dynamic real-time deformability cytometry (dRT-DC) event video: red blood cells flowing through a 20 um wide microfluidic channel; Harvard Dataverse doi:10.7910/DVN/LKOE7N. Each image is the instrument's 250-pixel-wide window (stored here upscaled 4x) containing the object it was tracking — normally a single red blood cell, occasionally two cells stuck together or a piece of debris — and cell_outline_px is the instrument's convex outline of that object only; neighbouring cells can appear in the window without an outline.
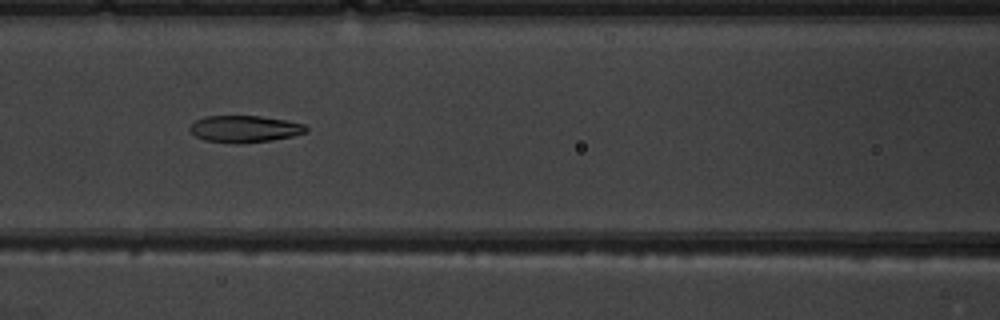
{"species": "common noctule bat (a hibernating species)", "species_latin": "Nyctalus noctula", "temperature_condition": "warm", "stored_images_in_passage": 8, "camera_frame_rate_fps": 3000, "um_per_image_px": 0.085, "animal": {"sex": "male", "body_mass_g": 19.5, "forearm_length_mm": 54.6}, "frame": {"image": 1, "passage_image": 6, "time_ms": 6.667, "image_size_px": [1000, 320], "cell_outline_px": [[308, 132], [292, 136], [272, 140], [240, 144], [204, 140], [196, 136], [188, 128], [196, 120], [204, 116], [260, 116], [284, 120], [304, 124], [308, 128]], "centroid_in_image_um": [20.8, 10.96], "position_along_channel_um": 145.8, "area_um2": 18.15}}
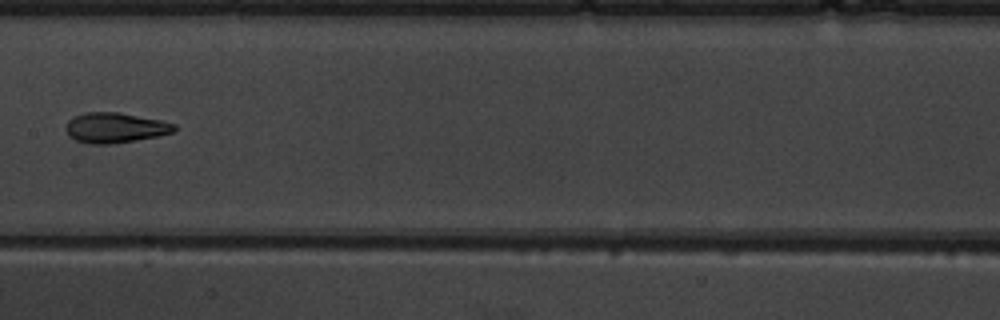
{"frame": {"image": 2, "passage_image": 7, "time_ms": 8.0, "image_size_px": [1000, 320], "cell_outline_px": [[176, 128], [172, 132], [156, 136], [136, 140], [112, 144], [88, 144], [76, 140], [68, 136], [64, 128], [68, 120], [72, 116], [84, 112], [116, 112], [160, 120], [176, 124]], "centroid_in_image_um": [9.71, 10.86], "position_along_channel_um": 197.7, "area_um2": 19.13}}
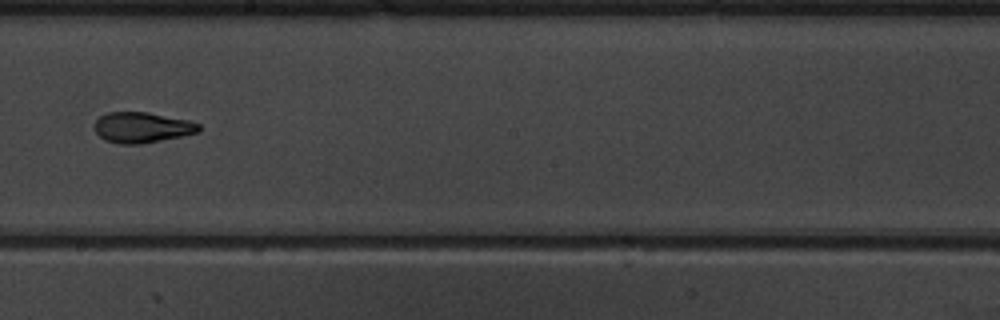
{"frame": {"image": 3, "passage_image": 8, "time_ms": 9.0, "image_size_px": [1000, 320], "cell_outline_px": [[200, 132], [140, 144], [120, 144], [104, 140], [96, 132], [96, 120], [100, 116], [108, 112], [148, 112], [188, 120], [200, 124]], "centroid_in_image_um": [12.08, 10.83], "position_along_channel_um": 236.1, "area_um2": 18.44}}